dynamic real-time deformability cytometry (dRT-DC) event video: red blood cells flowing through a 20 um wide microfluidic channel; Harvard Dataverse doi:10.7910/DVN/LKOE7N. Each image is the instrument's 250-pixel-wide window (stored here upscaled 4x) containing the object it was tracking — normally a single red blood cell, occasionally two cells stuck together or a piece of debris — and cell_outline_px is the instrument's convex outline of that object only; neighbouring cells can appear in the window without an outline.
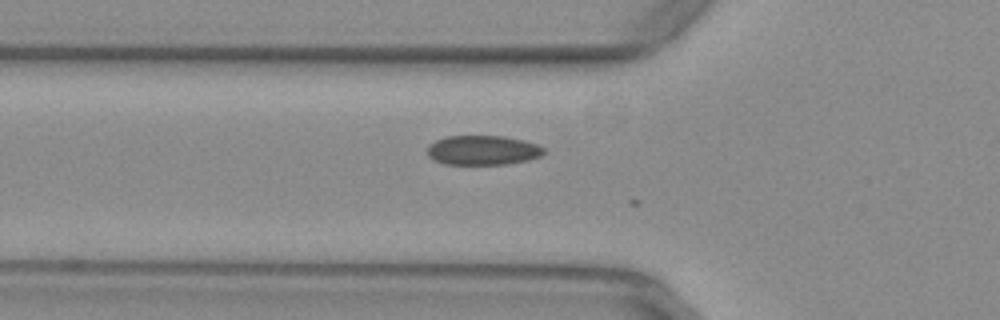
{"species": "common noctule bat (a hibernating species)", "species_latin": "Nyctalus noctula", "temperature_condition": "warm", "stored_images_in_passage": 6, "camera_frame_rate_fps": 3000, "um_per_image_px": 0.085, "animal": {"sex": "female", "body_mass_g": 29.2, "forearm_length_mm": 56.3}, "frame": {"image": 1, "passage_image": 4, "time_ms": 1.0, "image_size_px": [1000, 320], "cell_outline_px": [[544, 152], [540, 156], [528, 160], [508, 164], [444, 164], [432, 160], [428, 156], [428, 144], [444, 136], [504, 136], [524, 140], [536, 144], [544, 148]], "centroid_in_image_um": [41.0, 12.77], "position_along_channel_um": 84.8, "area_um2": 20.17}}